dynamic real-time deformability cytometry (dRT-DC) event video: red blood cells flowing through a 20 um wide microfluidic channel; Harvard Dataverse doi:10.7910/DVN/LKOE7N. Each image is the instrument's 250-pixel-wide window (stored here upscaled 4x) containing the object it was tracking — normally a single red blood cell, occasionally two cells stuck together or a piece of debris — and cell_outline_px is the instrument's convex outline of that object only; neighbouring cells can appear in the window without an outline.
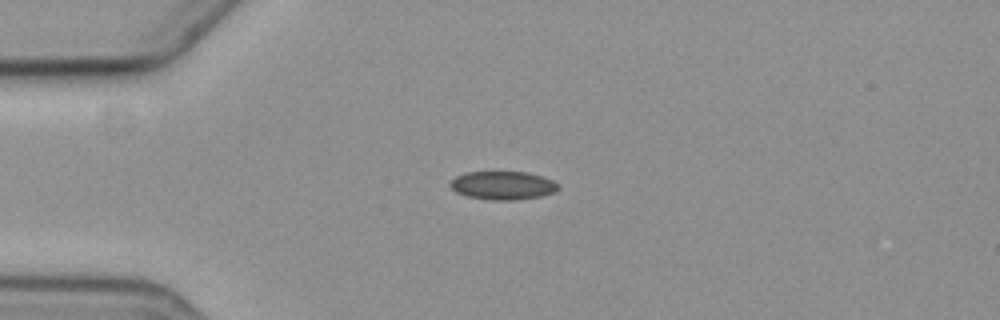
{"species": "common noctule bat (a hibernating species)", "species_latin": "Nyctalus noctula", "temperature_condition": "cold", "stored_images_in_passage": 5, "camera_frame_rate_fps": 3000, "um_per_image_px": 0.085, "animal": {"sex": "female", "body_mass_g": 19.3, "forearm_length_mm": 54.1}, "frame": {"image": 1, "passage_image": 4, "time_ms": 3.667, "image_size_px": [1000, 320], "cell_outline_px": [[560, 188], [556, 192], [540, 196], [516, 200], [492, 200], [468, 196], [456, 192], [448, 184], [456, 176], [464, 172], [528, 172], [552, 180], [560, 184]], "centroid_in_image_um": [42.76, 15.76], "position_along_channel_um": 42.2, "area_um2": 17.92}}